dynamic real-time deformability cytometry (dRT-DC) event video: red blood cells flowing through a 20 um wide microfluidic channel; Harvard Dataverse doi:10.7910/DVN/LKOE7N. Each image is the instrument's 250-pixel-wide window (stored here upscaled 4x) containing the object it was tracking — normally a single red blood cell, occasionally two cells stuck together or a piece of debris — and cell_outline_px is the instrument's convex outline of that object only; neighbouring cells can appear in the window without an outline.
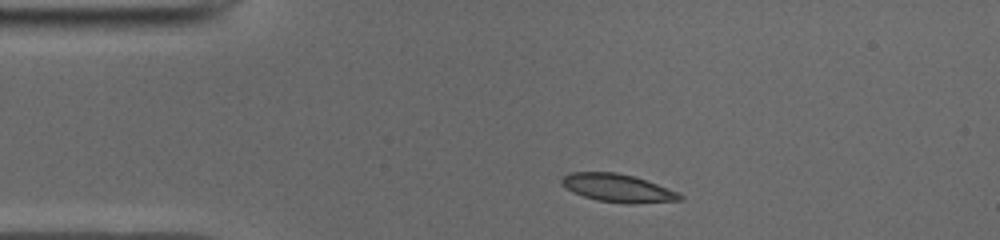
{"species": "common noctule bat (a hibernating species)", "species_latin": "Nyctalus noctula", "temperature_condition": "cold", "stored_images_in_passage": 42, "camera_frame_rate_fps": 3000, "um_per_image_px": 0.085, "animal": {"sex": "male", "body_mass_g": 19.0, "forearm_length_mm": 50.8}, "frame": {"image": 1, "passage_image": 1, "time_ms": 0.0, "image_size_px": [1000, 240], "cell_outline_px": [[684, 200], [632, 204], [628, 204], [596, 200], [572, 192], [560, 184], [560, 180], [564, 176], [572, 172], [616, 172], [632, 176], [656, 184], [676, 192], [684, 196]], "centroid_in_image_um": [52.48, 15.99], "position_along_channel_um": 32.5, "area_um2": 19.19}}
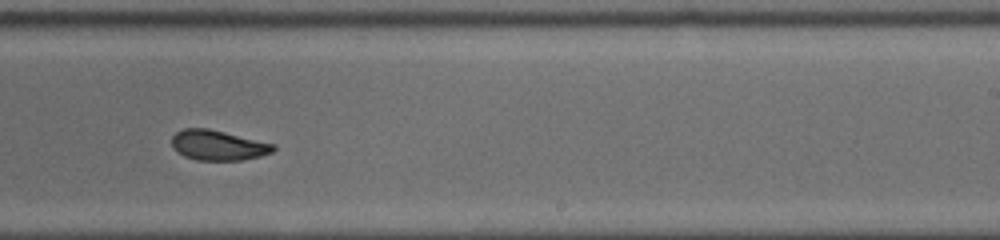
{"frame": {"image": 2, "passage_image": 22, "time_ms": 7.0, "image_size_px": [1000, 240], "cell_outline_px": [[276, 148], [272, 152], [260, 156], [240, 160], [196, 160], [184, 156], [176, 152], [172, 148], [172, 136], [176, 132], [184, 128], [208, 128], [276, 144]], "centroid_in_image_um": [18.52, 12.34], "position_along_channel_um": 270.5, "area_um2": 17.92}}
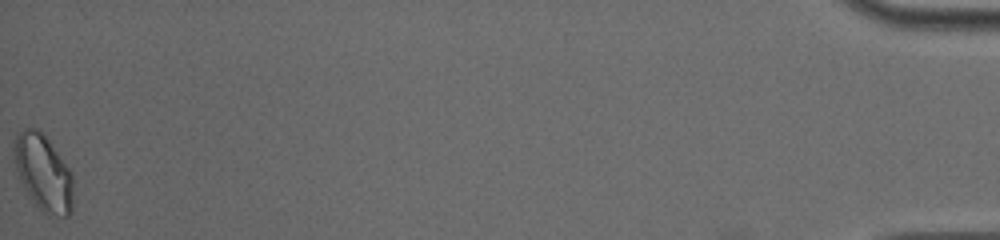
{"frame": {"image": 3, "passage_image": 42, "time_ms": 13.667, "image_size_px": [1000, 240], "cell_outline_px": [[72, 212], [68, 216], [48, 216], [28, 196], [16, 172], [16, 132], [24, 128], [36, 128], [48, 140], [72, 172]], "centroid_in_image_um": [3.7, 14.73], "position_along_channel_um": 431.5, "area_um2": 25.84}, "authors_computed_cell_mechanics": {"area_um2": 18.8428, "velocity_mm_per_s": 3.943, "shape_relaxation_time_tau1_ms": 4.0677, "shape_relaxation_time_tau2_ms": 2.1125, "deformation_change_tau1": 0.1165, "deformation_change_tau2": 0.0623}}